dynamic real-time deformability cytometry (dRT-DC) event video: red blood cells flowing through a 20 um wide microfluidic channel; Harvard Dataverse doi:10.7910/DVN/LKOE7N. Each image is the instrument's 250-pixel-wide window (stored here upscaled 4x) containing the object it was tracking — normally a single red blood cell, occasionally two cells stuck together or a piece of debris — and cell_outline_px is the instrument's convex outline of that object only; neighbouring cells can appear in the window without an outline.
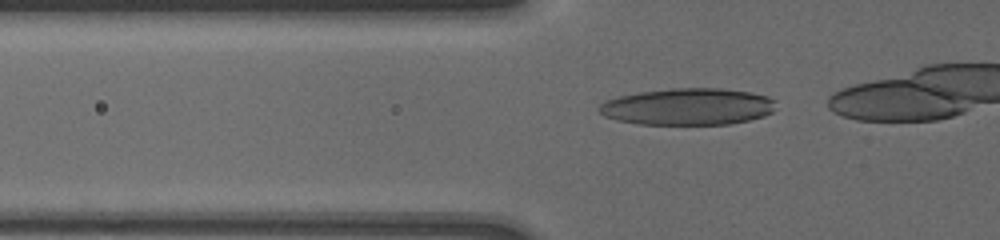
{"species": "human", "species_latin": "Homo sapiens", "temperature_condition": "cold", "stored_images_in_passage": 9, "camera_frame_rate_fps": 3000, "um_per_image_px": 0.085, "donor": {"sex": "male"}, "frame": {"image": 1, "passage_image": 5, "time_ms": 1.0, "image_size_px": [1000, 240], "cell_outline_px": [[776, 100], [772, 112], [764, 116], [748, 120], [728, 124], [640, 124], [616, 120], [604, 116], [596, 108], [600, 104], [608, 100], [620, 96], [640, 92], [672, 88], [720, 88], [748, 92], [768, 96]], "centroid_in_image_um": [58.47, 9.06], "position_along_channel_um": 67.3, "area_um2": 37.8}}
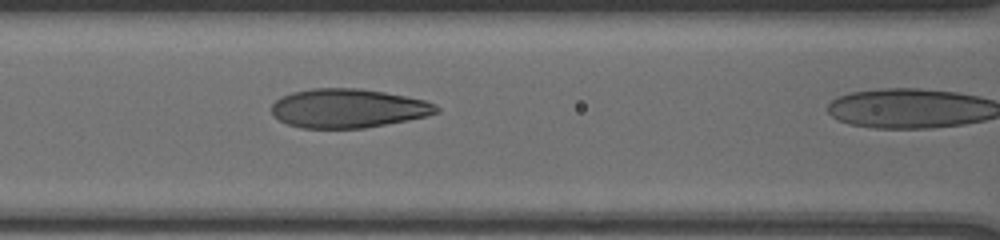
{"frame": {"image": 2, "passage_image": 8, "time_ms": 3.0, "image_size_px": [1000, 240], "cell_outline_px": [[440, 112], [428, 116], [408, 120], [364, 128], [300, 128], [288, 124], [280, 120], [272, 112], [272, 104], [280, 96], [292, 92], [312, 88], [360, 88], [384, 92], [424, 100], [436, 104], [440, 108]], "centroid_in_image_um": [29.6, 9.2], "position_along_channel_um": 137.0, "area_um2": 37.51}}